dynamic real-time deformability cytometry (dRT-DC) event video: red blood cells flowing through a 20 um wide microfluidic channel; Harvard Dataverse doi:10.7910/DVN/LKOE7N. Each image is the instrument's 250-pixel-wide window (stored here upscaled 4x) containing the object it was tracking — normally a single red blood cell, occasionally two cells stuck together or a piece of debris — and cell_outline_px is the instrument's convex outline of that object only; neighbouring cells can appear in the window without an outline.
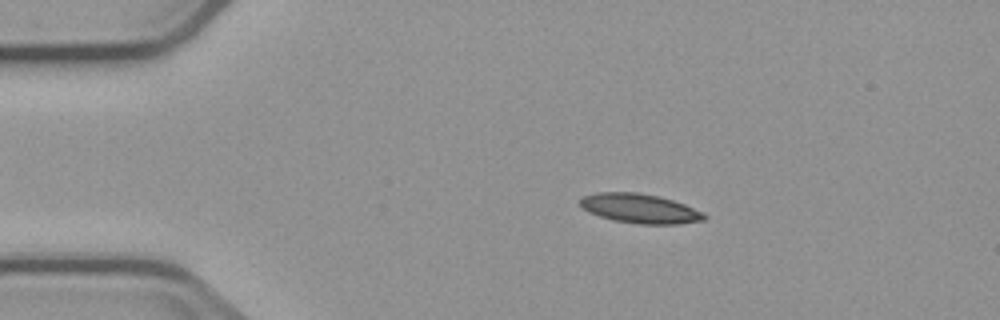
{"species": "common noctule bat (a hibernating species)", "species_latin": "Nyctalus noctula", "temperature_condition": "cold", "stored_images_in_passage": 5, "camera_frame_rate_fps": 3000, "um_per_image_px": 0.085, "animal": {"sex": "male", "body_mass_g": 23.1, "forearm_length_mm": 52.7}, "frame": {"image": 1, "passage_image": 2, "time_ms": 1.333, "image_size_px": [1000, 320], "cell_outline_px": [[708, 216], [704, 220], [680, 224], [640, 224], [612, 220], [588, 212], [580, 204], [580, 196], [596, 192], [640, 192], [660, 196], [684, 204], [704, 212]], "centroid_in_image_um": [54.39, 17.71], "position_along_channel_um": 30.6, "area_um2": 21.5}}
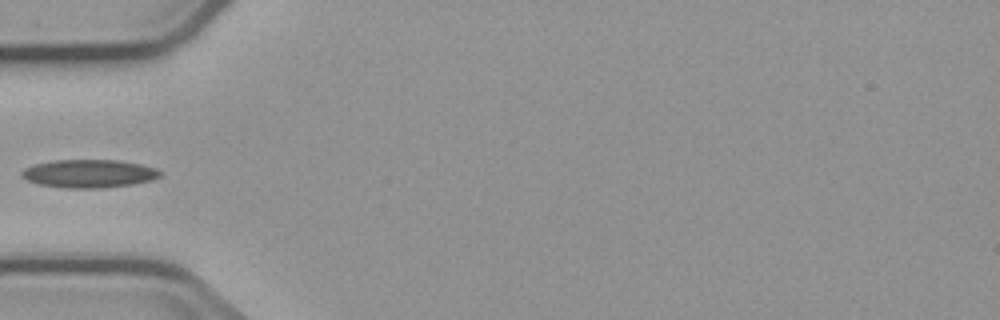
{"frame": {"image": 2, "passage_image": 4, "time_ms": 4.0, "image_size_px": [1000, 320], "cell_outline_px": [[160, 176], [152, 180], [132, 184], [100, 188], [64, 188], [40, 184], [28, 180], [20, 176], [20, 172], [24, 168], [36, 164], [56, 160], [116, 160], [140, 164], [156, 168], [160, 172]], "centroid_in_image_um": [7.55, 14.76], "position_along_channel_um": 77.5, "area_um2": 22.54}}